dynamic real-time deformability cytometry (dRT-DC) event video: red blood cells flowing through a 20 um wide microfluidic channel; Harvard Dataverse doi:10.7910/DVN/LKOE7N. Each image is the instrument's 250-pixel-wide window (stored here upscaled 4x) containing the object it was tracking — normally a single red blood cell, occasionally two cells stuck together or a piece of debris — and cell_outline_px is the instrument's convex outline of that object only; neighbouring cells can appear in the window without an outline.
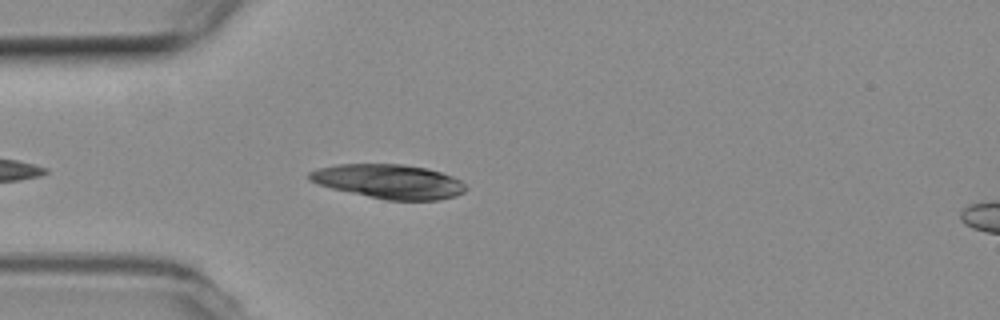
{"species": "common noctule bat (a hibernating species)", "species_latin": "Nyctalus noctula", "temperature_condition": "room temperature", "stored_images_in_passage": 26, "camera_frame_rate_fps": 3000, "um_per_image_px": 0.085, "animal": {"sex": "female", "body_mass_g": 19.3, "forearm_length_mm": 54.1}, "frame": {"image": 1, "passage_image": 5, "time_ms": 1.333, "image_size_px": [1000, 320], "cell_outline_px": [[468, 188], [464, 192], [456, 196], [440, 200], [384, 200], [332, 188], [308, 180], [308, 172], [316, 168], [336, 164], [404, 164], [428, 168], [452, 176], [460, 180]], "centroid_in_image_um": [33.07, 15.42], "position_along_channel_um": 51.9, "area_um2": 31.39}}